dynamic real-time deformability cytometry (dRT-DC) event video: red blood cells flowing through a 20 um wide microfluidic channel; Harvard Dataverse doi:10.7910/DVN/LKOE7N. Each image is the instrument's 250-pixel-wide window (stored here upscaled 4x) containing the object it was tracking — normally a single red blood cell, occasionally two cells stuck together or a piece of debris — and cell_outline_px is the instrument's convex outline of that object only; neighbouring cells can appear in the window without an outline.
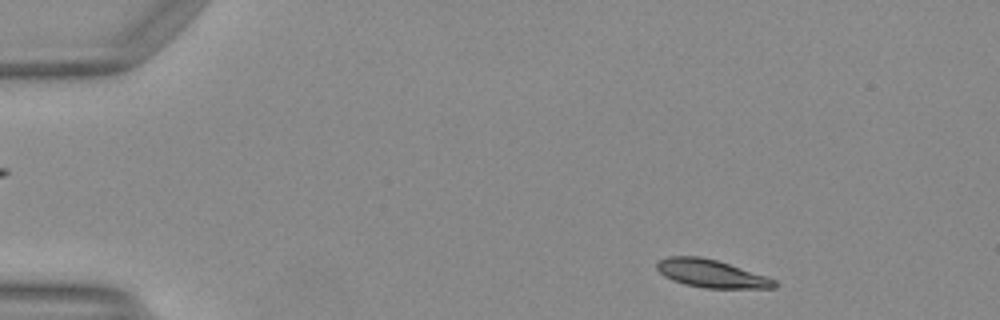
{"species": "Egyptian fruit bat (a non-hibernating species)", "species_latin": "Rousettus aegyptiacus", "temperature_condition": "warm", "stored_images_in_passage": 47, "camera_frame_rate_fps": 3000, "um_per_image_px": 0.085, "animal": {"sex": "female"}, "frame": {"image": 1, "passage_image": 4, "time_ms": 1.0, "image_size_px": [1000, 320], "cell_outline_px": [[780, 284], [776, 288], [704, 288], [684, 284], [672, 280], [664, 276], [656, 268], [656, 264], [660, 260], [668, 256], [700, 256], [716, 260], [768, 276], [776, 280]], "centroid_in_image_um": [60.5, 23.26], "position_along_channel_um": 24.5, "area_um2": 19.25}}
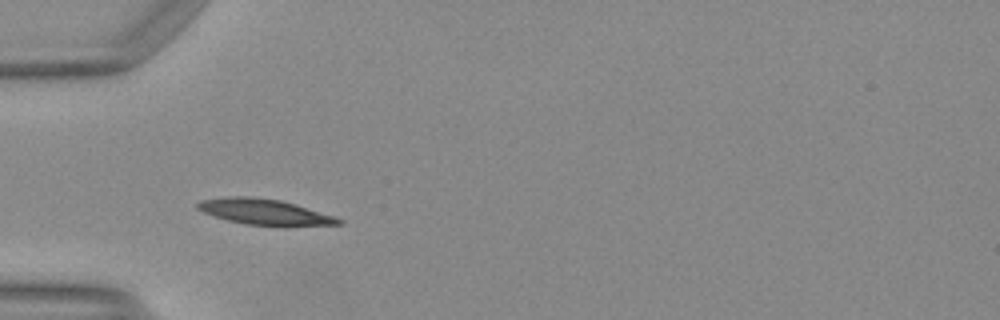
{"frame": {"image": 2, "passage_image": 13, "time_ms": 4.0, "image_size_px": [1000, 320], "cell_outline_px": [[344, 224], [288, 228], [280, 228], [244, 224], [212, 216], [196, 208], [196, 204], [200, 200], [232, 196], [252, 196], [280, 200], [296, 204], [336, 216], [344, 220]], "centroid_in_image_um": [22.6, 18.06], "position_along_channel_um": 62.4, "area_um2": 22.14}}
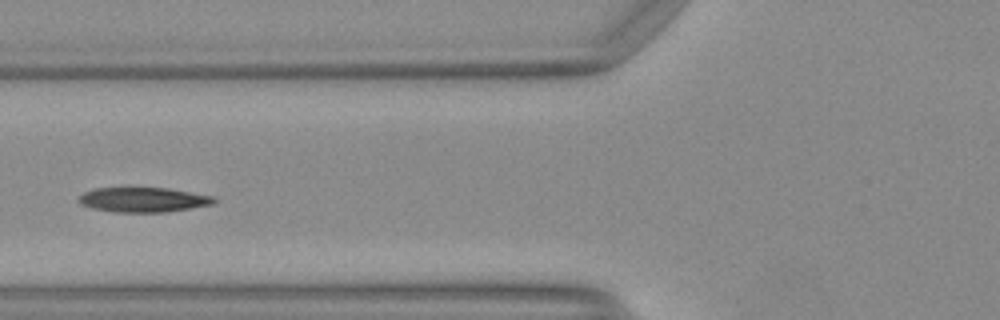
{"frame": {"image": 3, "passage_image": 17, "time_ms": 5.333, "image_size_px": [1000, 320], "cell_outline_px": [[216, 204], [168, 212], [112, 212], [92, 208], [80, 204], [76, 200], [84, 192], [96, 188], [128, 184], [132, 184], [168, 188], [212, 196], [216, 200]], "centroid_in_image_um": [12.12, 16.93], "position_along_channel_um": 113.7, "area_um2": 20.69}, "authors_computed_cell_mechanics": {"area_um2": 19.5942, "velocity_mm_per_s": 4.1106, "shape_relaxation_time_tau1_ms": 4.6298, "shape_relaxation_time_tau2_ms": 1.8554, "deformation_change_tau1": 0.1523, "deformation_change_tau2": 0.0651}}